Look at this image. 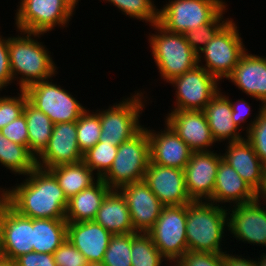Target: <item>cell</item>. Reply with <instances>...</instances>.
Segmentation results:
<instances>
[{
  "instance_id": "obj_8",
  "label": "cell",
  "mask_w": 266,
  "mask_h": 266,
  "mask_svg": "<svg viewBox=\"0 0 266 266\" xmlns=\"http://www.w3.org/2000/svg\"><path fill=\"white\" fill-rule=\"evenodd\" d=\"M187 204L164 206L159 218L147 232L161 255L172 265L187 251Z\"/></svg>"
},
{
  "instance_id": "obj_23",
  "label": "cell",
  "mask_w": 266,
  "mask_h": 266,
  "mask_svg": "<svg viewBox=\"0 0 266 266\" xmlns=\"http://www.w3.org/2000/svg\"><path fill=\"white\" fill-rule=\"evenodd\" d=\"M113 235L95 221L67 223V239L87 262L101 263Z\"/></svg>"
},
{
  "instance_id": "obj_35",
  "label": "cell",
  "mask_w": 266,
  "mask_h": 266,
  "mask_svg": "<svg viewBox=\"0 0 266 266\" xmlns=\"http://www.w3.org/2000/svg\"><path fill=\"white\" fill-rule=\"evenodd\" d=\"M227 5L207 24L198 26L184 33L190 47L198 54L206 44L214 38L216 33L231 19H224ZM223 19V20H222Z\"/></svg>"
},
{
  "instance_id": "obj_15",
  "label": "cell",
  "mask_w": 266,
  "mask_h": 266,
  "mask_svg": "<svg viewBox=\"0 0 266 266\" xmlns=\"http://www.w3.org/2000/svg\"><path fill=\"white\" fill-rule=\"evenodd\" d=\"M192 152L184 167L186 189L193 201H208L213 194L217 169L223 159L221 152Z\"/></svg>"
},
{
  "instance_id": "obj_10",
  "label": "cell",
  "mask_w": 266,
  "mask_h": 266,
  "mask_svg": "<svg viewBox=\"0 0 266 266\" xmlns=\"http://www.w3.org/2000/svg\"><path fill=\"white\" fill-rule=\"evenodd\" d=\"M226 5L223 0H169L159 9L158 23L167 31L184 34L209 23Z\"/></svg>"
},
{
  "instance_id": "obj_45",
  "label": "cell",
  "mask_w": 266,
  "mask_h": 266,
  "mask_svg": "<svg viewBox=\"0 0 266 266\" xmlns=\"http://www.w3.org/2000/svg\"><path fill=\"white\" fill-rule=\"evenodd\" d=\"M230 105L232 108L231 119L234 121V123L238 126L240 130L242 129L244 131V129L241 127V124L245 123L247 117H249L251 114V107L249 103L244 99H238L235 102H233L231 99Z\"/></svg>"
},
{
  "instance_id": "obj_33",
  "label": "cell",
  "mask_w": 266,
  "mask_h": 266,
  "mask_svg": "<svg viewBox=\"0 0 266 266\" xmlns=\"http://www.w3.org/2000/svg\"><path fill=\"white\" fill-rule=\"evenodd\" d=\"M86 109L76 121L77 142L82 154L99 142L101 125L98 112Z\"/></svg>"
},
{
  "instance_id": "obj_17",
  "label": "cell",
  "mask_w": 266,
  "mask_h": 266,
  "mask_svg": "<svg viewBox=\"0 0 266 266\" xmlns=\"http://www.w3.org/2000/svg\"><path fill=\"white\" fill-rule=\"evenodd\" d=\"M143 181L164 206L193 202L187 193L184 170L149 162Z\"/></svg>"
},
{
  "instance_id": "obj_13",
  "label": "cell",
  "mask_w": 266,
  "mask_h": 266,
  "mask_svg": "<svg viewBox=\"0 0 266 266\" xmlns=\"http://www.w3.org/2000/svg\"><path fill=\"white\" fill-rule=\"evenodd\" d=\"M0 252L12 261L33 252V219L19 214L1 196Z\"/></svg>"
},
{
  "instance_id": "obj_36",
  "label": "cell",
  "mask_w": 266,
  "mask_h": 266,
  "mask_svg": "<svg viewBox=\"0 0 266 266\" xmlns=\"http://www.w3.org/2000/svg\"><path fill=\"white\" fill-rule=\"evenodd\" d=\"M104 1V0H103ZM110 2L126 16L149 22L152 26L159 21V9L152 0H105Z\"/></svg>"
},
{
  "instance_id": "obj_25",
  "label": "cell",
  "mask_w": 266,
  "mask_h": 266,
  "mask_svg": "<svg viewBox=\"0 0 266 266\" xmlns=\"http://www.w3.org/2000/svg\"><path fill=\"white\" fill-rule=\"evenodd\" d=\"M222 93L219 90L203 110L212 136L217 143L226 140L228 142L241 141L245 138L239 133L241 130L231 119L230 99Z\"/></svg>"
},
{
  "instance_id": "obj_19",
  "label": "cell",
  "mask_w": 266,
  "mask_h": 266,
  "mask_svg": "<svg viewBox=\"0 0 266 266\" xmlns=\"http://www.w3.org/2000/svg\"><path fill=\"white\" fill-rule=\"evenodd\" d=\"M167 123L193 152L211 151L216 143L204 111L171 110L166 114ZM210 147V148H209Z\"/></svg>"
},
{
  "instance_id": "obj_5",
  "label": "cell",
  "mask_w": 266,
  "mask_h": 266,
  "mask_svg": "<svg viewBox=\"0 0 266 266\" xmlns=\"http://www.w3.org/2000/svg\"><path fill=\"white\" fill-rule=\"evenodd\" d=\"M150 162V141L146 127L118 146L109 171L101 178L111 190L144 179Z\"/></svg>"
},
{
  "instance_id": "obj_48",
  "label": "cell",
  "mask_w": 266,
  "mask_h": 266,
  "mask_svg": "<svg viewBox=\"0 0 266 266\" xmlns=\"http://www.w3.org/2000/svg\"><path fill=\"white\" fill-rule=\"evenodd\" d=\"M263 255L260 256V258L258 257L257 265L258 266H266V254L262 253Z\"/></svg>"
},
{
  "instance_id": "obj_32",
  "label": "cell",
  "mask_w": 266,
  "mask_h": 266,
  "mask_svg": "<svg viewBox=\"0 0 266 266\" xmlns=\"http://www.w3.org/2000/svg\"><path fill=\"white\" fill-rule=\"evenodd\" d=\"M163 261L167 260L161 255L147 233H132V266H163Z\"/></svg>"
},
{
  "instance_id": "obj_16",
  "label": "cell",
  "mask_w": 266,
  "mask_h": 266,
  "mask_svg": "<svg viewBox=\"0 0 266 266\" xmlns=\"http://www.w3.org/2000/svg\"><path fill=\"white\" fill-rule=\"evenodd\" d=\"M76 134V122L54 124L47 147L36 158L37 167L50 169L62 164L83 161Z\"/></svg>"
},
{
  "instance_id": "obj_22",
  "label": "cell",
  "mask_w": 266,
  "mask_h": 266,
  "mask_svg": "<svg viewBox=\"0 0 266 266\" xmlns=\"http://www.w3.org/2000/svg\"><path fill=\"white\" fill-rule=\"evenodd\" d=\"M248 96L261 101L266 107V57L248 53L246 50L238 65L227 78Z\"/></svg>"
},
{
  "instance_id": "obj_40",
  "label": "cell",
  "mask_w": 266,
  "mask_h": 266,
  "mask_svg": "<svg viewBox=\"0 0 266 266\" xmlns=\"http://www.w3.org/2000/svg\"><path fill=\"white\" fill-rule=\"evenodd\" d=\"M56 266H87L85 256L66 239L53 253Z\"/></svg>"
},
{
  "instance_id": "obj_9",
  "label": "cell",
  "mask_w": 266,
  "mask_h": 266,
  "mask_svg": "<svg viewBox=\"0 0 266 266\" xmlns=\"http://www.w3.org/2000/svg\"><path fill=\"white\" fill-rule=\"evenodd\" d=\"M15 13L18 31L46 34L54 27H68L74 10L65 0H20Z\"/></svg>"
},
{
  "instance_id": "obj_29",
  "label": "cell",
  "mask_w": 266,
  "mask_h": 266,
  "mask_svg": "<svg viewBox=\"0 0 266 266\" xmlns=\"http://www.w3.org/2000/svg\"><path fill=\"white\" fill-rule=\"evenodd\" d=\"M67 239L65 219H33V251L53 254Z\"/></svg>"
},
{
  "instance_id": "obj_27",
  "label": "cell",
  "mask_w": 266,
  "mask_h": 266,
  "mask_svg": "<svg viewBox=\"0 0 266 266\" xmlns=\"http://www.w3.org/2000/svg\"><path fill=\"white\" fill-rule=\"evenodd\" d=\"M111 191L102 180L72 196L68 200L65 220L67 223L94 221L102 201Z\"/></svg>"
},
{
  "instance_id": "obj_39",
  "label": "cell",
  "mask_w": 266,
  "mask_h": 266,
  "mask_svg": "<svg viewBox=\"0 0 266 266\" xmlns=\"http://www.w3.org/2000/svg\"><path fill=\"white\" fill-rule=\"evenodd\" d=\"M16 97H0V130L23 114L24 106L28 101L25 90H19Z\"/></svg>"
},
{
  "instance_id": "obj_12",
  "label": "cell",
  "mask_w": 266,
  "mask_h": 266,
  "mask_svg": "<svg viewBox=\"0 0 266 266\" xmlns=\"http://www.w3.org/2000/svg\"><path fill=\"white\" fill-rule=\"evenodd\" d=\"M220 81L197 65L183 75L169 81L174 86L175 106L172 110L203 111L211 99L221 90Z\"/></svg>"
},
{
  "instance_id": "obj_21",
  "label": "cell",
  "mask_w": 266,
  "mask_h": 266,
  "mask_svg": "<svg viewBox=\"0 0 266 266\" xmlns=\"http://www.w3.org/2000/svg\"><path fill=\"white\" fill-rule=\"evenodd\" d=\"M162 131L147 129L150 141V163L183 170L193 152L165 123Z\"/></svg>"
},
{
  "instance_id": "obj_18",
  "label": "cell",
  "mask_w": 266,
  "mask_h": 266,
  "mask_svg": "<svg viewBox=\"0 0 266 266\" xmlns=\"http://www.w3.org/2000/svg\"><path fill=\"white\" fill-rule=\"evenodd\" d=\"M119 191L126 199L134 231L147 233L156 223L164 205L143 180L124 185Z\"/></svg>"
},
{
  "instance_id": "obj_3",
  "label": "cell",
  "mask_w": 266,
  "mask_h": 266,
  "mask_svg": "<svg viewBox=\"0 0 266 266\" xmlns=\"http://www.w3.org/2000/svg\"><path fill=\"white\" fill-rule=\"evenodd\" d=\"M227 207L208 201L187 204L186 236L188 251L224 253L222 238L228 230ZM226 228V230H225Z\"/></svg>"
},
{
  "instance_id": "obj_46",
  "label": "cell",
  "mask_w": 266,
  "mask_h": 266,
  "mask_svg": "<svg viewBox=\"0 0 266 266\" xmlns=\"http://www.w3.org/2000/svg\"><path fill=\"white\" fill-rule=\"evenodd\" d=\"M250 259V260H249ZM244 258L241 255L229 254L224 250L223 266H258L256 260Z\"/></svg>"
},
{
  "instance_id": "obj_34",
  "label": "cell",
  "mask_w": 266,
  "mask_h": 266,
  "mask_svg": "<svg viewBox=\"0 0 266 266\" xmlns=\"http://www.w3.org/2000/svg\"><path fill=\"white\" fill-rule=\"evenodd\" d=\"M118 146L111 143L98 142L83 154V162L94 172L100 179L109 171L117 155Z\"/></svg>"
},
{
  "instance_id": "obj_50",
  "label": "cell",
  "mask_w": 266,
  "mask_h": 266,
  "mask_svg": "<svg viewBox=\"0 0 266 266\" xmlns=\"http://www.w3.org/2000/svg\"><path fill=\"white\" fill-rule=\"evenodd\" d=\"M87 266H103L101 263H91L88 264Z\"/></svg>"
},
{
  "instance_id": "obj_26",
  "label": "cell",
  "mask_w": 266,
  "mask_h": 266,
  "mask_svg": "<svg viewBox=\"0 0 266 266\" xmlns=\"http://www.w3.org/2000/svg\"><path fill=\"white\" fill-rule=\"evenodd\" d=\"M94 221L112 235L136 233L126 199L119 190H111L106 195Z\"/></svg>"
},
{
  "instance_id": "obj_20",
  "label": "cell",
  "mask_w": 266,
  "mask_h": 266,
  "mask_svg": "<svg viewBox=\"0 0 266 266\" xmlns=\"http://www.w3.org/2000/svg\"><path fill=\"white\" fill-rule=\"evenodd\" d=\"M222 158L246 181L259 195L266 193V166L255 153L252 145L243 139L237 142H227Z\"/></svg>"
},
{
  "instance_id": "obj_1",
  "label": "cell",
  "mask_w": 266,
  "mask_h": 266,
  "mask_svg": "<svg viewBox=\"0 0 266 266\" xmlns=\"http://www.w3.org/2000/svg\"><path fill=\"white\" fill-rule=\"evenodd\" d=\"M0 196L19 214L31 219H65L68 199L55 176L35 167L11 189L0 188Z\"/></svg>"
},
{
  "instance_id": "obj_7",
  "label": "cell",
  "mask_w": 266,
  "mask_h": 266,
  "mask_svg": "<svg viewBox=\"0 0 266 266\" xmlns=\"http://www.w3.org/2000/svg\"><path fill=\"white\" fill-rule=\"evenodd\" d=\"M134 92L135 94L131 97L124 98L118 104L116 102L108 109L96 110L101 125L100 142L119 146L135 136L144 127L139 120L142 111H144L143 108H145L146 98L141 91L139 93Z\"/></svg>"
},
{
  "instance_id": "obj_14",
  "label": "cell",
  "mask_w": 266,
  "mask_h": 266,
  "mask_svg": "<svg viewBox=\"0 0 266 266\" xmlns=\"http://www.w3.org/2000/svg\"><path fill=\"white\" fill-rule=\"evenodd\" d=\"M261 200L266 205V198L259 196L252 202L228 207L227 227L236 240L266 247V206Z\"/></svg>"
},
{
  "instance_id": "obj_24",
  "label": "cell",
  "mask_w": 266,
  "mask_h": 266,
  "mask_svg": "<svg viewBox=\"0 0 266 266\" xmlns=\"http://www.w3.org/2000/svg\"><path fill=\"white\" fill-rule=\"evenodd\" d=\"M258 197L259 195L241 178L235 169L222 159L217 169L213 194L208 202L217 205L220 203L221 206L229 202L230 208L232 205L252 202Z\"/></svg>"
},
{
  "instance_id": "obj_30",
  "label": "cell",
  "mask_w": 266,
  "mask_h": 266,
  "mask_svg": "<svg viewBox=\"0 0 266 266\" xmlns=\"http://www.w3.org/2000/svg\"><path fill=\"white\" fill-rule=\"evenodd\" d=\"M23 114L27 121L28 149L37 158L49 143L54 123L29 101L24 106Z\"/></svg>"
},
{
  "instance_id": "obj_41",
  "label": "cell",
  "mask_w": 266,
  "mask_h": 266,
  "mask_svg": "<svg viewBox=\"0 0 266 266\" xmlns=\"http://www.w3.org/2000/svg\"><path fill=\"white\" fill-rule=\"evenodd\" d=\"M173 266H223V253L187 251Z\"/></svg>"
},
{
  "instance_id": "obj_11",
  "label": "cell",
  "mask_w": 266,
  "mask_h": 266,
  "mask_svg": "<svg viewBox=\"0 0 266 266\" xmlns=\"http://www.w3.org/2000/svg\"><path fill=\"white\" fill-rule=\"evenodd\" d=\"M51 80V81H49ZM52 78L30 85L25 91L28 101L38 110L47 115L54 124L76 122L86 110L76 97Z\"/></svg>"
},
{
  "instance_id": "obj_42",
  "label": "cell",
  "mask_w": 266,
  "mask_h": 266,
  "mask_svg": "<svg viewBox=\"0 0 266 266\" xmlns=\"http://www.w3.org/2000/svg\"><path fill=\"white\" fill-rule=\"evenodd\" d=\"M0 131L8 140L24 145L28 148V129L24 114L7 124Z\"/></svg>"
},
{
  "instance_id": "obj_44",
  "label": "cell",
  "mask_w": 266,
  "mask_h": 266,
  "mask_svg": "<svg viewBox=\"0 0 266 266\" xmlns=\"http://www.w3.org/2000/svg\"><path fill=\"white\" fill-rule=\"evenodd\" d=\"M15 266H56L53 254L29 252L14 260Z\"/></svg>"
},
{
  "instance_id": "obj_43",
  "label": "cell",
  "mask_w": 266,
  "mask_h": 266,
  "mask_svg": "<svg viewBox=\"0 0 266 266\" xmlns=\"http://www.w3.org/2000/svg\"><path fill=\"white\" fill-rule=\"evenodd\" d=\"M13 82L8 53V38L0 35V91Z\"/></svg>"
},
{
  "instance_id": "obj_4",
  "label": "cell",
  "mask_w": 266,
  "mask_h": 266,
  "mask_svg": "<svg viewBox=\"0 0 266 266\" xmlns=\"http://www.w3.org/2000/svg\"><path fill=\"white\" fill-rule=\"evenodd\" d=\"M152 27L156 32L149 34L148 42L161 79L168 83L198 65V54L183 33L167 31L158 22Z\"/></svg>"
},
{
  "instance_id": "obj_6",
  "label": "cell",
  "mask_w": 266,
  "mask_h": 266,
  "mask_svg": "<svg viewBox=\"0 0 266 266\" xmlns=\"http://www.w3.org/2000/svg\"><path fill=\"white\" fill-rule=\"evenodd\" d=\"M231 18L198 53V65L219 81L228 78L238 65L242 54L248 50L240 37L239 29ZM204 57H203V56ZM201 59L205 62L202 64Z\"/></svg>"
},
{
  "instance_id": "obj_2",
  "label": "cell",
  "mask_w": 266,
  "mask_h": 266,
  "mask_svg": "<svg viewBox=\"0 0 266 266\" xmlns=\"http://www.w3.org/2000/svg\"><path fill=\"white\" fill-rule=\"evenodd\" d=\"M18 32H21L20 36L8 37L10 68L13 81L17 79L19 89L26 90L30 85L56 76L58 69L50 55L51 52L49 53L46 46L37 40L44 34Z\"/></svg>"
},
{
  "instance_id": "obj_49",
  "label": "cell",
  "mask_w": 266,
  "mask_h": 266,
  "mask_svg": "<svg viewBox=\"0 0 266 266\" xmlns=\"http://www.w3.org/2000/svg\"><path fill=\"white\" fill-rule=\"evenodd\" d=\"M70 7L75 11L76 5H78L79 0H65Z\"/></svg>"
},
{
  "instance_id": "obj_47",
  "label": "cell",
  "mask_w": 266,
  "mask_h": 266,
  "mask_svg": "<svg viewBox=\"0 0 266 266\" xmlns=\"http://www.w3.org/2000/svg\"><path fill=\"white\" fill-rule=\"evenodd\" d=\"M0 266H15L14 261L0 257Z\"/></svg>"
},
{
  "instance_id": "obj_31",
  "label": "cell",
  "mask_w": 266,
  "mask_h": 266,
  "mask_svg": "<svg viewBox=\"0 0 266 266\" xmlns=\"http://www.w3.org/2000/svg\"><path fill=\"white\" fill-rule=\"evenodd\" d=\"M0 164L15 175H27L36 165V157L21 144L8 140L0 131Z\"/></svg>"
},
{
  "instance_id": "obj_37",
  "label": "cell",
  "mask_w": 266,
  "mask_h": 266,
  "mask_svg": "<svg viewBox=\"0 0 266 266\" xmlns=\"http://www.w3.org/2000/svg\"><path fill=\"white\" fill-rule=\"evenodd\" d=\"M131 244L132 233L113 235L101 264L103 266H132Z\"/></svg>"
},
{
  "instance_id": "obj_28",
  "label": "cell",
  "mask_w": 266,
  "mask_h": 266,
  "mask_svg": "<svg viewBox=\"0 0 266 266\" xmlns=\"http://www.w3.org/2000/svg\"><path fill=\"white\" fill-rule=\"evenodd\" d=\"M48 170L55 176L68 200L100 179L83 161L58 165Z\"/></svg>"
},
{
  "instance_id": "obj_38",
  "label": "cell",
  "mask_w": 266,
  "mask_h": 266,
  "mask_svg": "<svg viewBox=\"0 0 266 266\" xmlns=\"http://www.w3.org/2000/svg\"><path fill=\"white\" fill-rule=\"evenodd\" d=\"M258 114L247 127L245 139L252 145L261 162L266 166V107L259 105ZM247 137V138H246Z\"/></svg>"
}]
</instances>
